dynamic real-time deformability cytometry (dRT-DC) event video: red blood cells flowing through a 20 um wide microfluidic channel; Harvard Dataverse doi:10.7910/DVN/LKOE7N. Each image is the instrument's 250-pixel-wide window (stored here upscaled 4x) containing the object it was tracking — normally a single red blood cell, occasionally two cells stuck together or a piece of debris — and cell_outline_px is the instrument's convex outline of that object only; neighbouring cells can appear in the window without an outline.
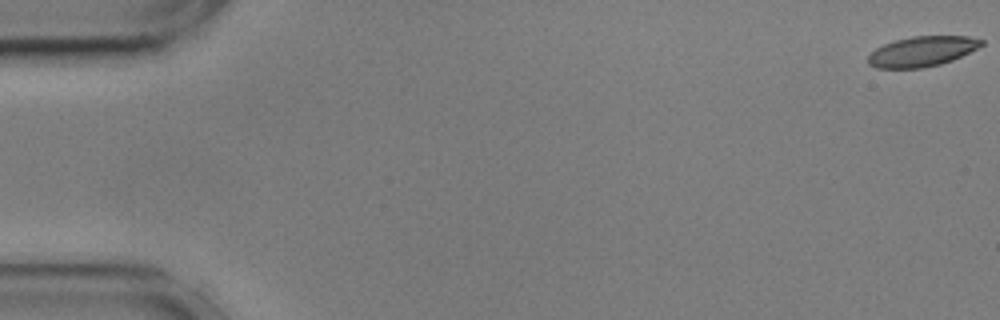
{"species": "common noctule bat (a hibernating species)", "species_latin": "Nyctalus noctula", "temperature_condition": "cold", "stored_images_in_passage": 7, "camera_frame_rate_fps": 3000, "um_per_image_px": 0.085, "animal": {"sex": "male", "body_mass_g": 17.9, "forearm_length_mm": 54.2}, "frame": {"image": 1, "passage_image": 1, "time_ms": 0.0, "image_size_px": [1000, 320], "cell_outline_px": [[984, 44], [952, 60], [940, 64], [920, 68], [876, 68], [868, 64], [868, 56], [876, 48], [884, 44], [896, 40], [912, 36], [968, 36], [984, 40]], "centroid_in_image_um": [78.36, 4.37], "position_along_channel_um": 6.6, "area_um2": 19.71}}